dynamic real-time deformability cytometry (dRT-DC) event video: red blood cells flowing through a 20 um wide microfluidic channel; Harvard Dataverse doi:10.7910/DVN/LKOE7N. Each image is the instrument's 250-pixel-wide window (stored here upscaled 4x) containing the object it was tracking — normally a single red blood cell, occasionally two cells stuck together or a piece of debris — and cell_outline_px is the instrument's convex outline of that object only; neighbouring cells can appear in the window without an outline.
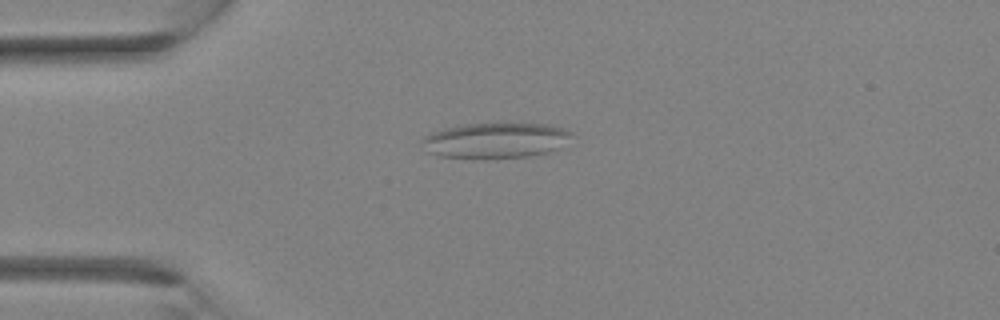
{"species": "Egyptian fruit bat (a non-hibernating species)", "species_latin": "Rousettus aegyptiacus", "temperature_condition": "room temperature", "stored_images_in_passage": 24, "camera_frame_rate_fps": 3000, "um_per_image_px": 0.085, "animal": {"sex": "female"}, "frame": {"image": 1, "passage_image": 1, "time_ms": 0.0, "image_size_px": [1000, 320], "cell_outline_px": [[572, 132], [556, 148], [548, 152], [528, 156], [488, 160], [472, 160], [440, 156], [428, 152], [420, 140], [424, 136], [432, 132], [460, 124], [548, 124], [564, 128]], "centroid_in_image_um": [42.01, 11.97], "position_along_channel_um": 43.0, "area_um2": 31.04}}
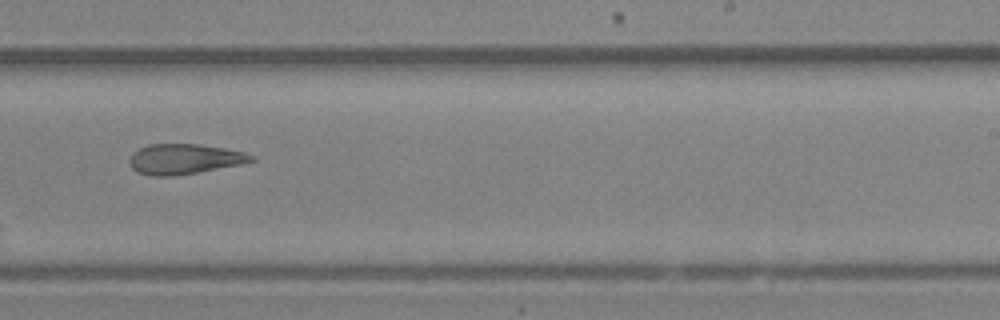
{"frame": {"image": 2, "passage_image": 14, "time_ms": 4.333, "image_size_px": [1000, 320], "cell_outline_px": [[256, 160], [240, 164], [196, 172], [172, 176], [152, 176], [136, 172], [132, 168], [128, 160], [132, 152], [148, 144], [200, 144], [224, 148], [244, 152], [256, 156]], "centroid_in_image_um": [15.64, 13.51], "position_along_channel_um": 273.4, "area_um2": 21.44}}
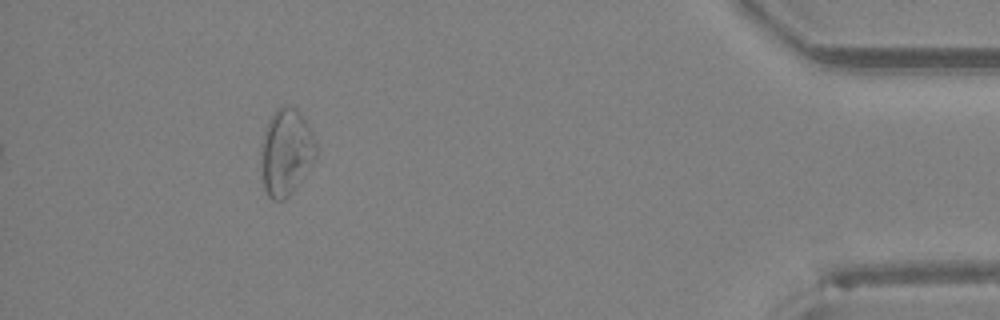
{"frame": {"image": 3, "passage_image": 24, "time_ms": 7.667, "image_size_px": [1000, 320], "cell_outline_px": [[316, 160], [296, 188], [284, 200], [272, 200], [268, 196], [264, 188], [260, 156], [260, 144], [268, 120], [276, 108], [284, 104], [296, 108], [300, 112], [312, 132], [316, 144]], "centroid_in_image_um": [24.31, 12.92], "position_along_channel_um": 410.9, "area_um2": 28.26}}